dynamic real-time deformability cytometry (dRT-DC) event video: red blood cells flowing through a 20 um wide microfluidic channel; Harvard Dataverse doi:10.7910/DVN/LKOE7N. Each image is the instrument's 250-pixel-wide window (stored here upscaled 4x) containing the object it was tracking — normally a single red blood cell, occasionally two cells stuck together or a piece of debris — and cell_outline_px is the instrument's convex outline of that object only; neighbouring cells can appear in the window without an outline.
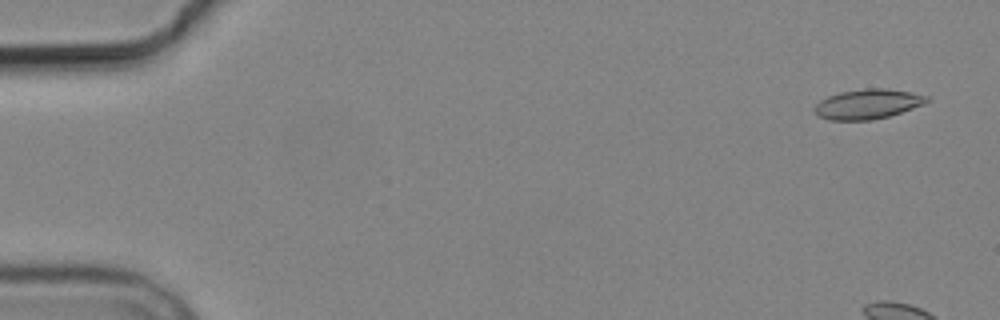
{"species": "common noctule bat (a hibernating species)", "species_latin": "Nyctalus noctula", "temperature_condition": "cold", "stored_images_in_passage": 10, "camera_frame_rate_fps": 3000, "um_per_image_px": 0.085, "animal": {"sex": "male", "body_mass_g": 19.2, "forearm_length_mm": 51.8}, "frame": {"image": 1, "passage_image": 1, "time_ms": 0.0, "image_size_px": [1000, 320], "cell_outline_px": [[932, 100], [924, 104], [888, 116], [872, 120], [828, 120], [820, 116], [812, 108], [820, 100], [828, 96], [840, 92], [864, 88], [888, 88], [912, 92], [932, 96]], "centroid_in_image_um": [73.8, 8.83], "position_along_channel_um": 11.2, "area_um2": 19.71}}
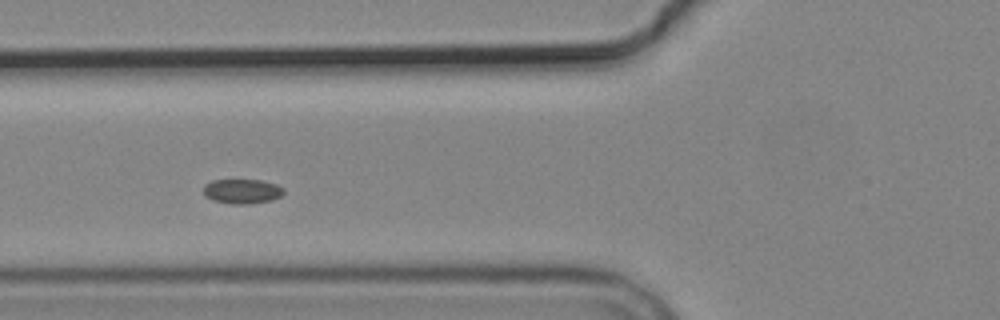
{"frame": {"image": 2, "passage_image": 7, "time_ms": 7.0, "image_size_px": [1000, 320], "cell_outline_px": [[284, 192], [280, 196], [272, 200], [248, 204], [232, 204], [212, 200], [204, 196], [204, 184], [212, 180], [260, 180], [276, 184], [284, 188]], "centroid_in_image_um": [20.57, 16.26], "position_along_channel_um": 105.2, "area_um2": 11.56}}
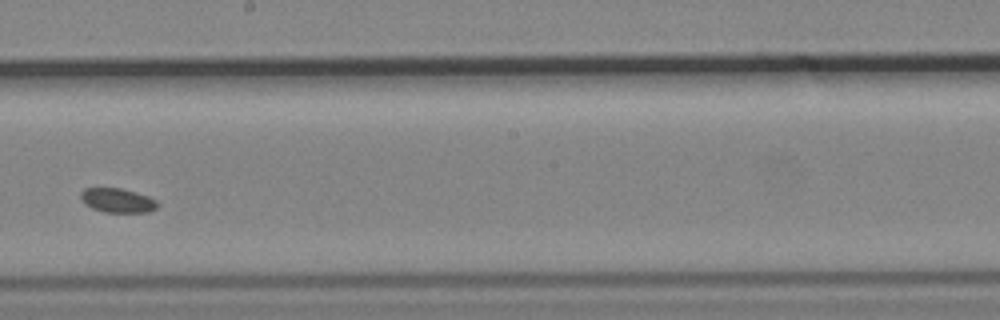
{"frame": {"image": 3, "passage_image": 10, "time_ms": 10.667, "image_size_px": [1000, 320], "cell_outline_px": [[160, 204], [156, 208], [148, 212], [104, 212], [92, 208], [84, 204], [80, 200], [80, 192], [84, 188], [120, 188], [136, 192], [148, 196], [156, 200]], "centroid_in_image_um": [9.97, 17.03], "position_along_channel_um": 238.2, "area_um2": 10.98}}